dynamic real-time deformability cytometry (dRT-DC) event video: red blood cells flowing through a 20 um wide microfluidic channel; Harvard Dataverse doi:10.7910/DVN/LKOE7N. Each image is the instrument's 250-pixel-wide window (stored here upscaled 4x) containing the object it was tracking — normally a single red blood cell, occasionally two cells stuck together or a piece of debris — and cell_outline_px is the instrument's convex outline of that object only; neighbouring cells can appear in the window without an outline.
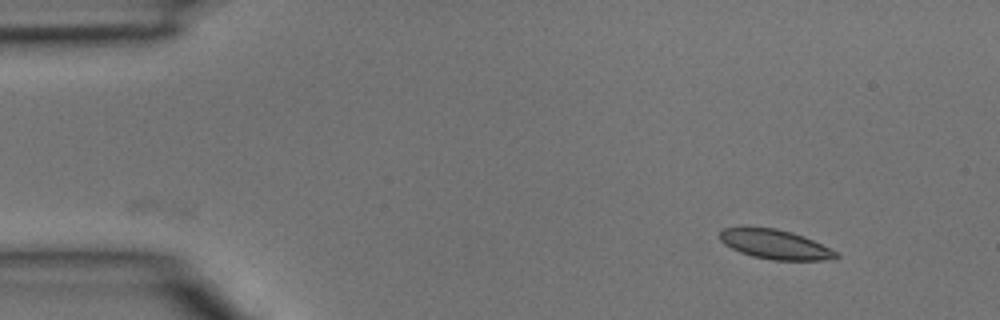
{"species": "common noctule bat (a hibernating species)", "species_latin": "Nyctalus noctula", "temperature_condition": "room temperature", "stored_images_in_passage": 4, "segment_of_instrument_passage": [2, 2], "camera_frame_rate_fps": 3000, "um_per_image_px": 0.085, "animal": {"sex": "male", "body_mass_g": 15.6}, "frame": {"image": 1, "passage_image": 4, "time_ms": 1.0, "image_size_px": [1000, 320], "cell_outline_px": [[840, 256], [824, 260], [772, 260], [752, 256], [740, 252], [724, 244], [720, 240], [720, 232], [724, 228], [776, 228], [792, 232], [804, 236], [836, 252]], "centroid_in_image_um": [65.87, 20.78], "position_along_channel_um": 19.1, "area_um2": 19.54}}